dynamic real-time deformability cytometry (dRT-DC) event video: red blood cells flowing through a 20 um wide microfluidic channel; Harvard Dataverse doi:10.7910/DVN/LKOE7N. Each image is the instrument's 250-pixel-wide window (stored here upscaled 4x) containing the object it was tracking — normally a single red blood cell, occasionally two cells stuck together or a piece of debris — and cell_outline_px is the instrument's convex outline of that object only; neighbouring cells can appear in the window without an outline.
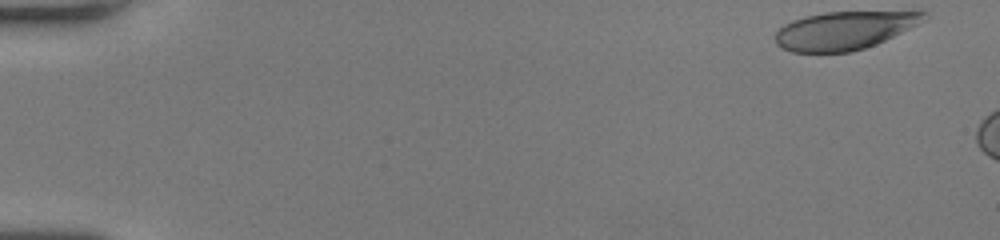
{"species": "human", "species_latin": "Homo sapiens", "temperature_condition": "room temperature", "stored_images_in_passage": 7, "camera_frame_rate_fps": 3000, "um_per_image_px": 0.085, "donor": {"sex": "female"}, "frame": {"image": 1, "passage_image": 1, "time_ms": 0.0, "image_size_px": [1000, 240], "cell_outline_px": [[928, 16], [924, 20], [876, 44], [852, 52], [792, 52], [780, 48], [776, 44], [776, 32], [784, 24], [792, 20], [804, 16], [824, 12], [928, 12]], "centroid_in_image_um": [71.69, 2.59], "position_along_channel_um": 13.3, "area_um2": 32.66}}